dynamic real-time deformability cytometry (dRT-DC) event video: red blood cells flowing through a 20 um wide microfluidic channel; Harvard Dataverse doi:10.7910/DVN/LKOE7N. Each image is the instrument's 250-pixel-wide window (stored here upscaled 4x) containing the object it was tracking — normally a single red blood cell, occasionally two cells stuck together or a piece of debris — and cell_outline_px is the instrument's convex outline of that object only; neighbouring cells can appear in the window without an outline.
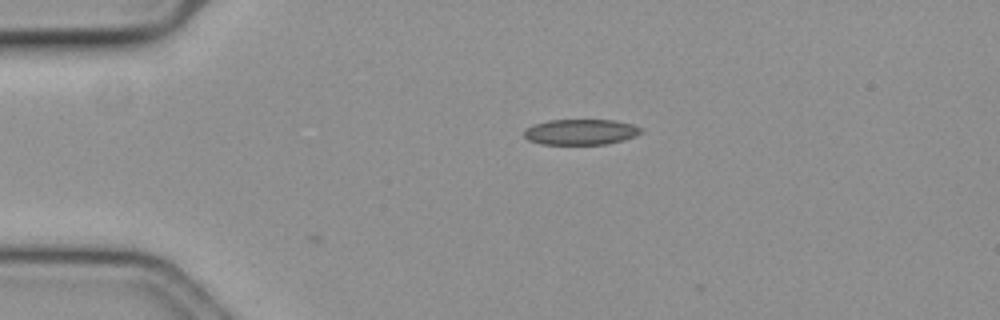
{"species": "common noctule bat (a hibernating species)", "species_latin": "Nyctalus noctula", "temperature_condition": "cold", "stored_images_in_passage": 5, "camera_frame_rate_fps": 3000, "um_per_image_px": 0.085, "animal": {"sex": "female", "body_mass_g": 19.3, "forearm_length_mm": 54.1}, "frame": {"image": 1, "passage_image": 2, "time_ms": 0.333, "image_size_px": [1000, 320], "cell_outline_px": [[644, 132], [636, 136], [624, 140], [608, 144], [540, 144], [528, 140], [524, 136], [524, 132], [532, 124], [548, 120], [612, 120], [632, 124], [644, 128]], "centroid_in_image_um": [49.4, 11.22], "position_along_channel_um": 35.6, "area_um2": 17.63}}